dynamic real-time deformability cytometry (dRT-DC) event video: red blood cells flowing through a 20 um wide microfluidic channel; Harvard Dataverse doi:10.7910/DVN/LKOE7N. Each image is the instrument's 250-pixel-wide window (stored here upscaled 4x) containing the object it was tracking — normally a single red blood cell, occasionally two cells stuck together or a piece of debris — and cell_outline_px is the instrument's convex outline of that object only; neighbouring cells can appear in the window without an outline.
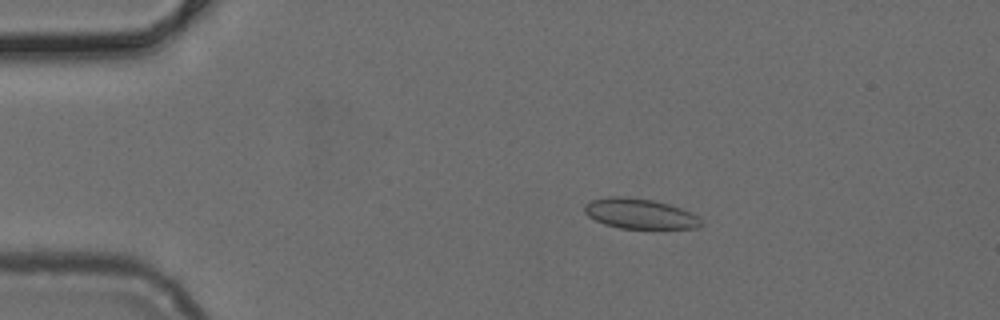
{"species": "common noctule bat (a hibernating species)", "species_latin": "Nyctalus noctula", "temperature_condition": "cold", "stored_images_in_passage": 50, "camera_frame_rate_fps": 3000, "um_per_image_px": 0.085, "animal": {"sex": "female", "body_mass_g": 24.6, "forearm_length_mm": 56.2}, "frame": {"image": 1, "passage_image": 9, "time_ms": 2.667, "image_size_px": [1000, 320], "cell_outline_px": [[700, 228], [652, 232], [620, 228], [604, 224], [588, 216], [584, 212], [584, 204], [592, 200], [612, 196], [624, 196], [652, 200], [668, 204], [680, 208], [700, 216]], "centroid_in_image_um": [54.45, 18.23], "position_along_channel_um": 30.6, "area_um2": 21.5}}
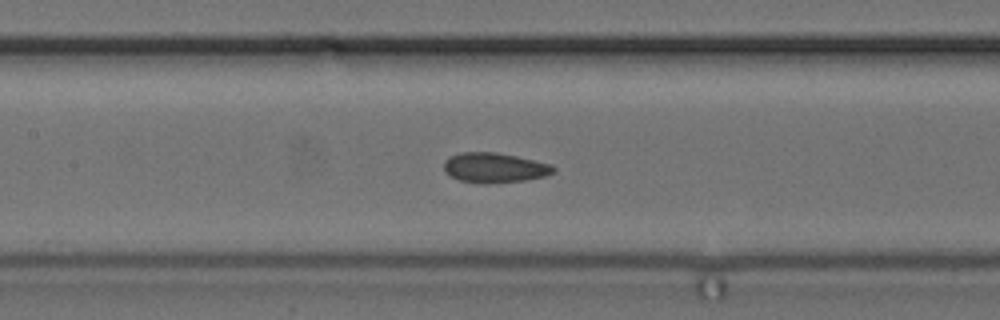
{"frame": {"image": 2, "passage_image": 23, "time_ms": 7.333, "image_size_px": [1000, 320], "cell_outline_px": [[556, 172], [544, 176], [524, 180], [484, 184], [480, 184], [460, 180], [444, 172], [444, 160], [448, 156], [460, 152], [496, 152], [516, 156], [552, 164], [556, 168]], "centroid_in_image_um": [42.02, 14.25], "position_along_channel_um": 165.4, "area_um2": 19.25}}
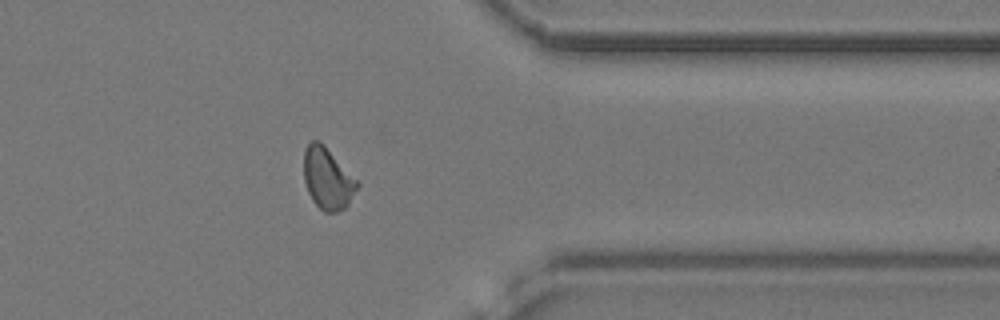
{"frame": {"image": 3, "passage_image": 40, "time_ms": 13.0, "image_size_px": [1000, 320], "cell_outline_px": [[360, 184], [348, 204], [344, 208], [336, 212], [324, 212], [312, 200], [308, 192], [304, 180], [304, 148], [312, 140], [320, 140], [324, 144]], "centroid_in_image_um": [27.82, 15.16], "position_along_channel_um": 383.6, "area_um2": 19.02}}